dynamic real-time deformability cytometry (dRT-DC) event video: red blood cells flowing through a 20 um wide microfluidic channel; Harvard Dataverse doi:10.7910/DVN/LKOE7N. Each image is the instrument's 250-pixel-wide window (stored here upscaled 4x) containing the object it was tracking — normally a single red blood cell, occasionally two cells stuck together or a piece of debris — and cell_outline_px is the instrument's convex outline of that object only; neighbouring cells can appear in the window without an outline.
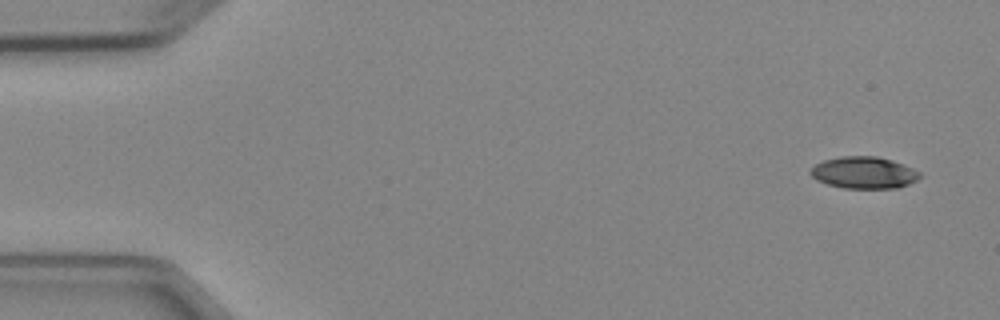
{"species": "Egyptian fruit bat (a non-hibernating species)", "species_latin": "Rousettus aegyptiacus", "temperature_condition": "cold", "stored_images_in_passage": 5, "camera_frame_rate_fps": 3000, "um_per_image_px": 0.085, "animal": {"sex": "female"}, "frame": {"image": 1, "passage_image": 1, "time_ms": 0.0, "image_size_px": [1000, 320], "cell_outline_px": [[920, 176], [916, 180], [908, 184], [896, 188], [844, 188], [828, 184], [816, 180], [808, 172], [816, 164], [824, 160], [840, 156], [876, 156], [892, 160], [904, 164], [920, 172]], "centroid_in_image_um": [73.42, 14.67], "position_along_channel_um": 11.6, "area_um2": 20.23}}
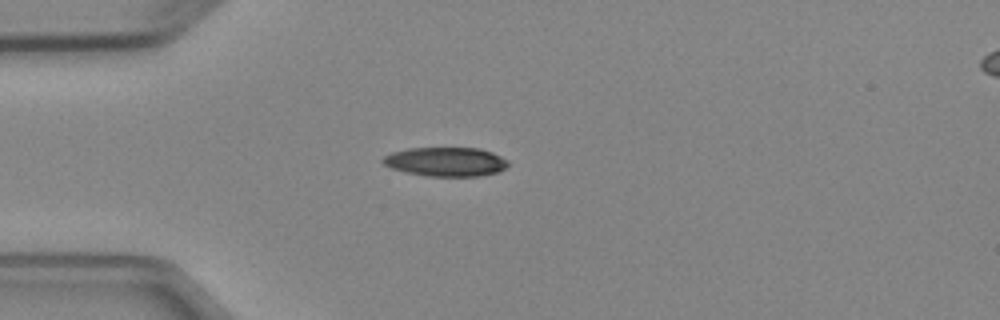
{"frame": {"image": 2, "passage_image": 4, "time_ms": 3.667, "image_size_px": [1000, 320], "cell_outline_px": [[508, 164], [500, 172], [480, 176], [428, 176], [408, 172], [392, 168], [384, 164], [380, 160], [384, 156], [392, 152], [408, 148], [480, 148], [492, 152], [508, 160]], "centroid_in_image_um": [37.91, 13.74], "position_along_channel_um": 47.1, "area_um2": 21.21}}